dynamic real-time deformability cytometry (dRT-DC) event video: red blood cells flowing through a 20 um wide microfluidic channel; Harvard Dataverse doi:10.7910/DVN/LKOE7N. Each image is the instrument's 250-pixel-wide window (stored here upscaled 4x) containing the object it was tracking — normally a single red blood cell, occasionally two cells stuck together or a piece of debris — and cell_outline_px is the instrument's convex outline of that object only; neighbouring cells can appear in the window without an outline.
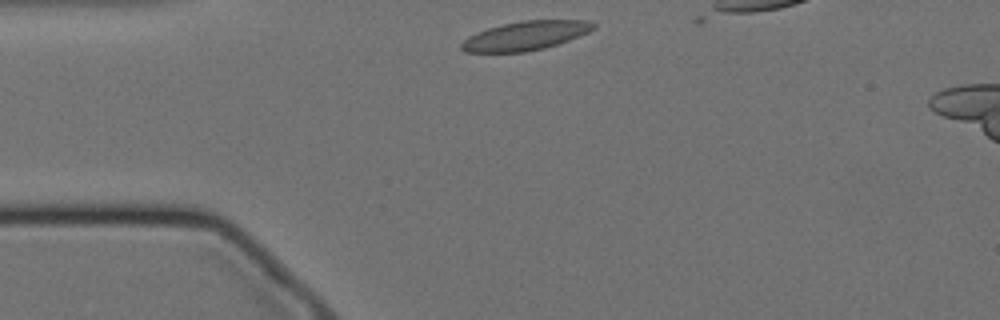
{"species": "Egyptian fruit bat (a non-hibernating species)", "species_latin": "Rousettus aegyptiacus", "temperature_condition": "cold", "stored_images_in_passage": 5, "camera_frame_rate_fps": 3000, "um_per_image_px": 0.085, "animal": {"sex": "female"}, "frame": {"image": 1, "passage_image": 2, "time_ms": 0.333, "image_size_px": [1000, 320], "cell_outline_px": [[596, 28], [588, 32], [568, 40], [544, 48], [524, 52], [464, 52], [460, 48], [460, 44], [468, 36], [488, 28], [500, 24], [520, 20], [588, 20], [596, 24]], "centroid_in_image_um": [44.65, 3.02], "position_along_channel_um": 40.3, "area_um2": 22.31}}